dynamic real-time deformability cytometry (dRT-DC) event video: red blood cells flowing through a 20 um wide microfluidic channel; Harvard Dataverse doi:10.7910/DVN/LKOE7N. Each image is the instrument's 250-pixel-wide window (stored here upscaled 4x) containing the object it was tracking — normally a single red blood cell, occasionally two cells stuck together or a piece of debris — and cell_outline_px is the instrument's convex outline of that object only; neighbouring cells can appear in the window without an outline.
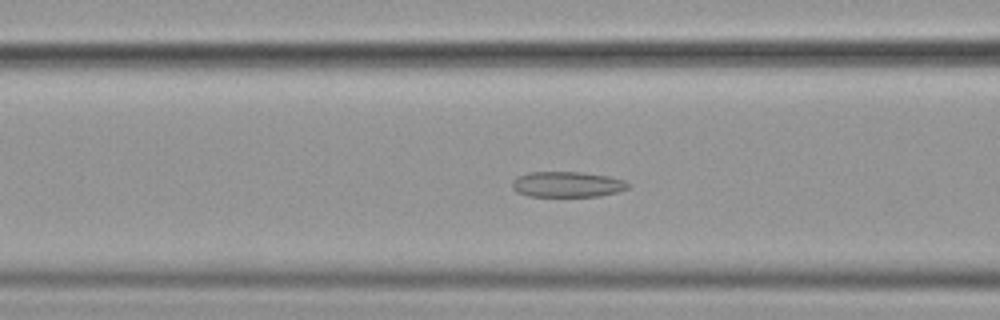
{"species": "common noctule bat (a hibernating species)", "species_latin": "Nyctalus noctula", "temperature_condition": "cold", "stored_images_in_passage": 44, "camera_frame_rate_fps": 3000, "um_per_image_px": 0.085, "animal": {"sex": "female", "body_mass_g": 19.9}, "frame": {"image": 1, "passage_image": 17, "time_ms": 5.333, "image_size_px": [1000, 320], "cell_outline_px": [[632, 184], [628, 188], [616, 192], [600, 196], [528, 196], [516, 192], [512, 188], [512, 180], [516, 176], [528, 172], [580, 172], [608, 176], [624, 180]], "centroid_in_image_um": [48.19, 15.67], "position_along_channel_um": 118.4, "area_um2": 17.4}}
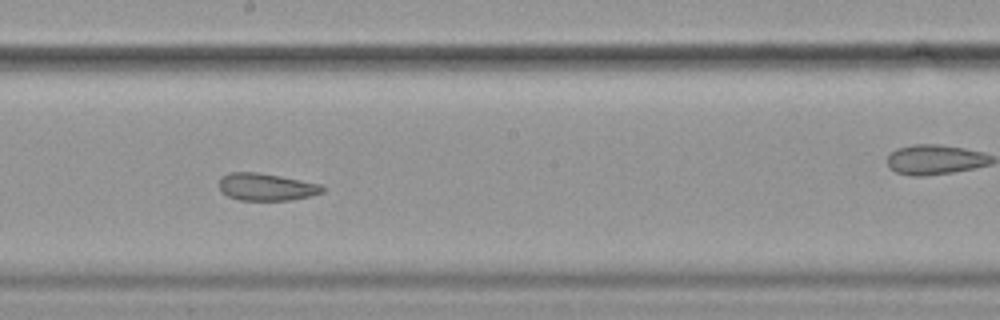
{"frame": {"image": 2, "passage_image": 26, "time_ms": 8.333, "image_size_px": [1000, 320], "cell_outline_px": [[324, 192], [292, 200], [240, 200], [228, 196], [220, 192], [220, 176], [228, 172], [256, 172], [280, 176], [320, 184], [324, 188]], "centroid_in_image_um": [22.59, 15.89], "position_along_channel_um": 225.6, "area_um2": 16.42}}
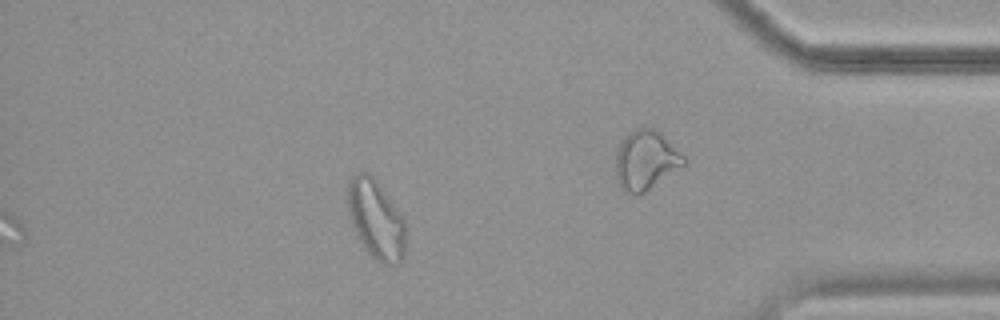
{"frame": {"image": 3, "passage_image": 44, "time_ms": 14.333, "image_size_px": [1000, 320], "cell_outline_px": [[404, 256], [400, 264], [380, 264], [360, 244], [356, 236], [348, 216], [348, 180], [356, 172], [368, 172], [376, 180], [388, 196], [404, 220]], "centroid_in_image_um": [31.92, 18.66], "position_along_channel_um": 403.3, "area_um2": 26.76}, "authors_computed_cell_mechanics": {"area_um2": 17.3978, "velocity_mm_per_s": 3.5736, "shape_relaxation_time_tau1_ms": 4.97, "shape_relaxation_time_tau2_ms": 2.4165, "deformation_change_tau1": 0.1157, "deformation_change_tau2": 0.0902}}